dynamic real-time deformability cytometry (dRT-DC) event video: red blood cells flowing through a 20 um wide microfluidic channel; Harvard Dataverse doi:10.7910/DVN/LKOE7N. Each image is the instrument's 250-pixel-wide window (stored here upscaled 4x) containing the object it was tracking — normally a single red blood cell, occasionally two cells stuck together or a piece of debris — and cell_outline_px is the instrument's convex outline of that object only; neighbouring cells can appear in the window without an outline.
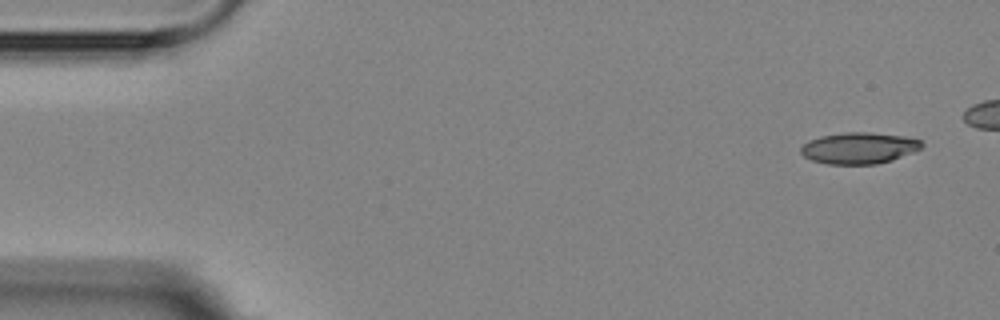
{"species": "Egyptian fruit bat (a non-hibernating species)", "species_latin": "Rousettus aegyptiacus", "temperature_condition": "room temperature", "stored_images_in_passage": 10, "segment_of_instrument_passage": [1, 2], "camera_frame_rate_fps": 3000, "um_per_image_px": 0.085, "animal": {"sex": "female"}, "frame": {"image": 1, "passage_image": 1, "time_ms": 0.0, "image_size_px": [1000, 320], "cell_outline_px": [[924, 144], [916, 152], [892, 160], [876, 164], [828, 164], [812, 160], [804, 156], [800, 152], [800, 148], [808, 140], [820, 136], [844, 132], [872, 132], [904, 136], [920, 140]], "centroid_in_image_um": [73.03, 12.58], "position_along_channel_um": 12.0, "area_um2": 22.25}}
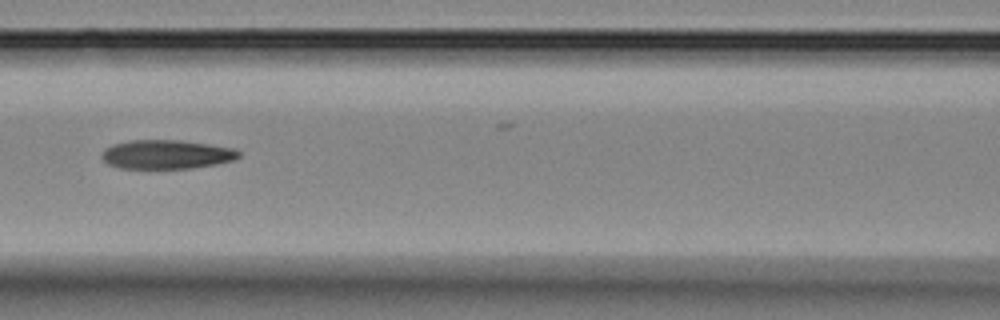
{"frame": {"image": 2, "passage_image": 7, "time_ms": 7.0, "image_size_px": [1000, 320], "cell_outline_px": [[240, 156], [232, 160], [216, 164], [192, 168], [120, 168], [108, 164], [100, 156], [104, 148], [112, 144], [132, 140], [180, 140], [236, 148], [240, 152]], "centroid_in_image_um": [14.14, 13.12], "position_along_channel_um": 152.5, "area_um2": 23.18}}
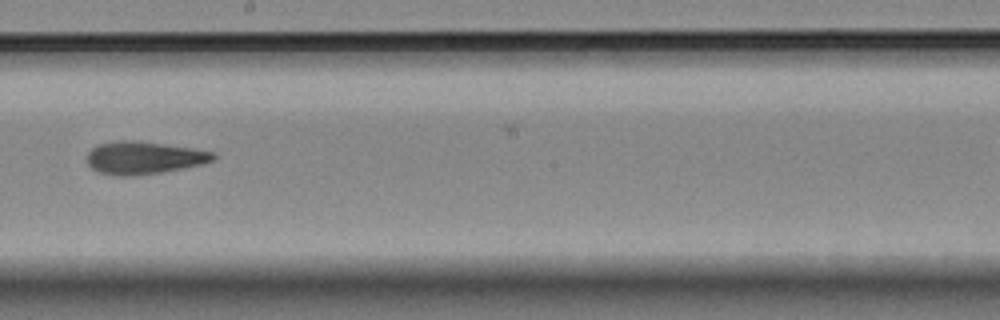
{"frame": {"image": 3, "passage_image": 9, "time_ms": 9.333, "image_size_px": [1000, 320], "cell_outline_px": [[216, 156], [212, 160], [204, 164], [160, 172], [124, 176], [120, 176], [100, 172], [92, 168], [88, 164], [88, 152], [92, 148], [100, 144], [116, 140], [132, 140], [164, 144], [192, 148], [216, 152]], "centroid_in_image_um": [12.25, 13.4], "position_along_channel_um": 236.0, "area_um2": 23.7}}